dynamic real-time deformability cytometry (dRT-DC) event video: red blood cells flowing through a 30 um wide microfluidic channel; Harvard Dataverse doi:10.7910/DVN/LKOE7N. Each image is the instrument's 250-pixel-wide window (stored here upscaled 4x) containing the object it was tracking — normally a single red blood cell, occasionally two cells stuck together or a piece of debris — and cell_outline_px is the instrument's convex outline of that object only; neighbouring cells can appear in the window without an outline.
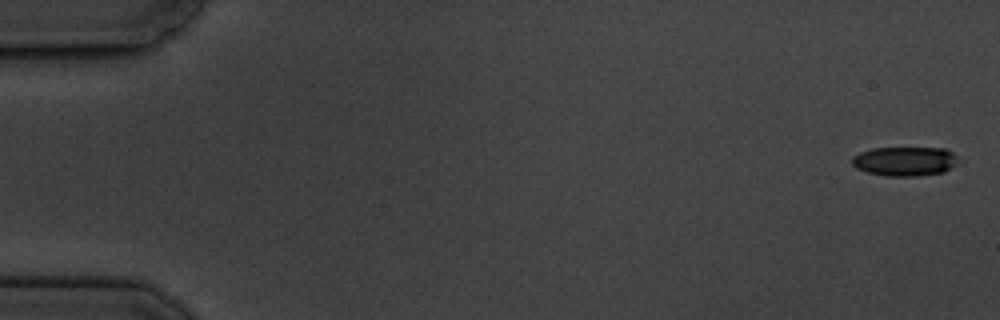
{"species": "common noctule bat (a hibernating species)", "species_latin": "Nyctalus noctula", "temperature_condition": "cold", "stored_images_in_passage": 5, "camera_frame_rate_fps": 3000, "um_per_image_px": 0.085, "animal": {"sex": "male", "body_mass_g": 19.5, "forearm_length_mm": 54.6}, "frame": {"image": 1, "passage_image": 1, "time_ms": 0.0, "image_size_px": [1000, 320], "cell_outline_px": [[956, 164], [944, 172], [916, 176], [888, 176], [868, 172], [856, 168], [852, 164], [852, 156], [860, 152], [872, 148], [944, 148], [952, 152], [956, 156]], "centroid_in_image_um": [76.89, 13.7], "position_along_channel_um": 8.1, "area_um2": 18.03}}
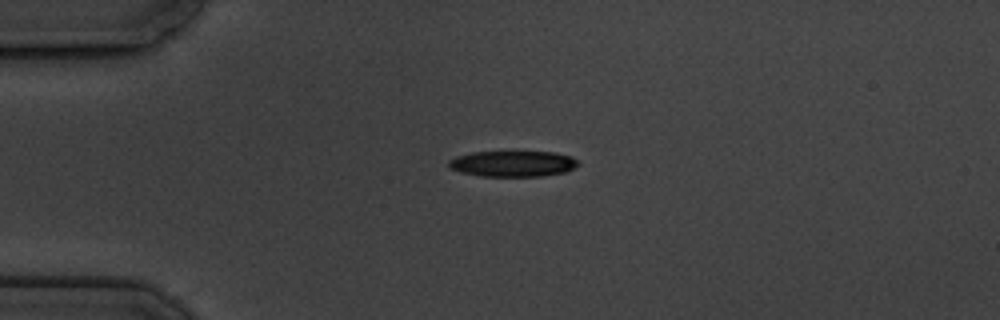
{"frame": {"image": 2, "passage_image": 4, "time_ms": 4.333, "image_size_px": [1000, 320], "cell_outline_px": [[580, 164], [564, 172], [540, 176], [480, 176], [460, 172], [448, 168], [448, 160], [456, 156], [472, 152], [556, 152], [572, 156], [580, 160]], "centroid_in_image_um": [43.59, 13.91], "position_along_channel_um": 41.4, "area_um2": 19.65}}